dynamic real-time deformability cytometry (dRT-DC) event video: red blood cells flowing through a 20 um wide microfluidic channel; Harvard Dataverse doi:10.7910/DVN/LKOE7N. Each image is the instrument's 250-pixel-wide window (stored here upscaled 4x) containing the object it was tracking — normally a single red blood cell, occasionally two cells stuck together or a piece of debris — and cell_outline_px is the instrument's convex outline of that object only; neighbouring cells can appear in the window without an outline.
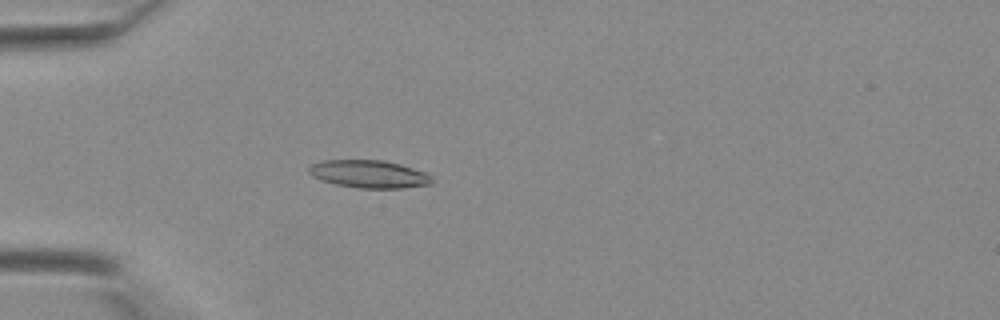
{"species": "Egyptian fruit bat (a non-hibernating species)", "species_latin": "Rousettus aegyptiacus", "temperature_condition": "warm", "stored_images_in_passage": 32, "camera_frame_rate_fps": 3000, "um_per_image_px": 0.085, "animal": {"sex": "female"}, "frame": {"image": 1, "passage_image": 3, "time_ms": 0.667, "image_size_px": [1000, 320], "cell_outline_px": [[432, 184], [400, 188], [356, 188], [336, 184], [320, 180], [312, 176], [308, 172], [308, 168], [312, 164], [324, 160], [380, 160], [400, 164], [424, 172], [432, 176]], "centroid_in_image_um": [31.34, 14.8], "position_along_channel_um": 53.7, "area_um2": 19.83}}
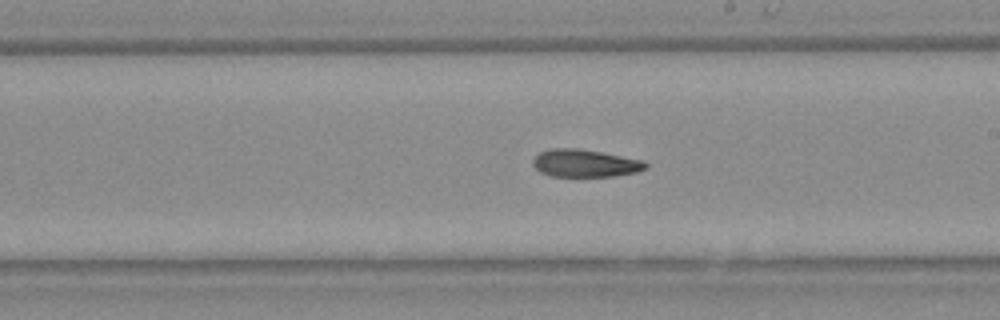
{"frame": {"image": 2, "passage_image": 15, "time_ms": 4.667, "image_size_px": [1000, 320], "cell_outline_px": [[648, 168], [636, 172], [612, 176], [552, 176], [540, 172], [532, 164], [532, 160], [540, 152], [552, 148], [576, 148], [600, 152], [644, 160], [648, 164]], "centroid_in_image_um": [49.73, 13.87], "position_along_channel_um": 239.3, "area_um2": 18.03}}
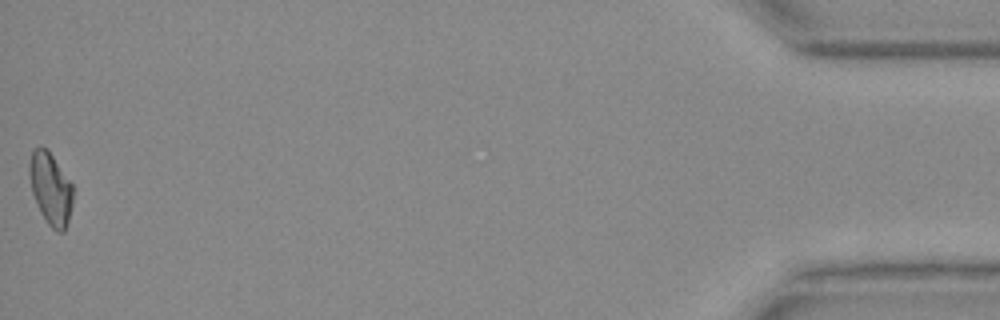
{"frame": {"image": 3, "passage_image": 32, "time_ms": 10.333, "image_size_px": [1000, 320], "cell_outline_px": [[72, 204], [68, 220], [64, 232], [56, 232], [48, 224], [40, 212], [32, 192], [28, 172], [28, 164], [32, 148], [48, 148], [72, 184]], "centroid_in_image_um": [4.28, 16.01], "position_along_channel_um": 430.9, "area_um2": 18.38}}